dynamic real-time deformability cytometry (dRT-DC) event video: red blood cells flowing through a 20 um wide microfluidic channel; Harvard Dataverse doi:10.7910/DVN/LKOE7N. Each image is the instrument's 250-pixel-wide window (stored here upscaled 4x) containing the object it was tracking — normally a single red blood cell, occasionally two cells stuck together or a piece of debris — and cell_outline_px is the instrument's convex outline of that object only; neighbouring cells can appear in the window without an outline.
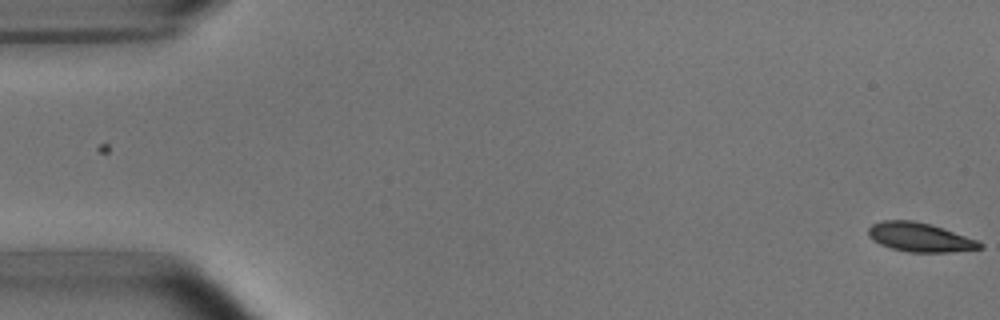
{"species": "common noctule bat (a hibernating species)", "species_latin": "Nyctalus noctula", "temperature_condition": "room temperature", "stored_images_in_passage": 2, "camera_frame_rate_fps": 3000, "um_per_image_px": 0.085, "animal": {"sex": "male", "body_mass_g": 15.6}, "frame": {"image": 1, "passage_image": 2, "time_ms": 1.333, "image_size_px": [1000, 320], "cell_outline_px": [[984, 248], [948, 252], [908, 252], [892, 248], [880, 244], [872, 240], [868, 236], [868, 228], [872, 224], [880, 220], [912, 220], [932, 224], [944, 228], [976, 240], [984, 244]], "centroid_in_image_um": [78.17, 20.16], "position_along_channel_um": 6.8, "area_um2": 18.96}}